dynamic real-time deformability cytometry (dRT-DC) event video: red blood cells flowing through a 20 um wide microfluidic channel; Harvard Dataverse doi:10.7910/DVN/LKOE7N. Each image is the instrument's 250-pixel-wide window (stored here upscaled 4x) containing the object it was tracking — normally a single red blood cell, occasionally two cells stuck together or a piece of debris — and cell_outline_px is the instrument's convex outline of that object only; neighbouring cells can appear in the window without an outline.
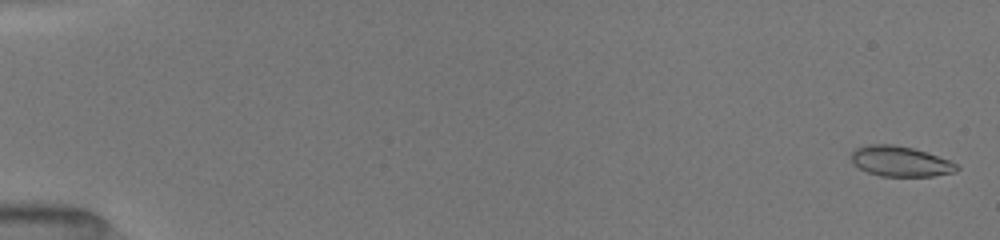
{"species": "common noctule bat (a hibernating species)", "species_latin": "Nyctalus noctula", "temperature_condition": "room temperature", "stored_images_in_passage": 34, "camera_frame_rate_fps": 3000, "um_per_image_px": 0.085, "animal": {"sex": "female", "body_mass_g": 19.5, "forearm_length_mm": 54.1}, "frame": {"image": 1, "passage_image": 1, "time_ms": 0.0, "image_size_px": [1000, 240], "cell_outline_px": [[960, 168], [956, 172], [932, 176], [880, 176], [868, 172], [852, 164], [852, 152], [856, 148], [868, 144], [892, 144], [912, 148], [948, 160], [956, 164]], "centroid_in_image_um": [76.5, 13.72], "position_along_channel_um": 8.5, "area_um2": 18.44}}
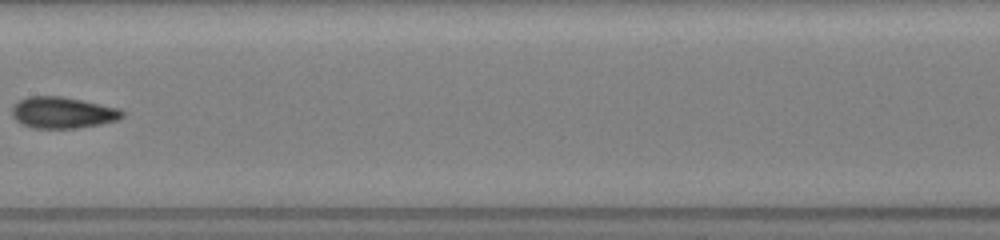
{"frame": {"image": 2, "passage_image": 20, "time_ms": 9.0, "image_size_px": [1000, 240], "cell_outline_px": [[124, 116], [116, 120], [100, 124], [76, 128], [32, 128], [16, 120], [12, 116], [12, 108], [20, 100], [28, 96], [60, 96], [120, 108], [124, 112]], "centroid_in_image_um": [5.33, 9.57], "position_along_channel_um": 202.1, "area_um2": 19.94}}
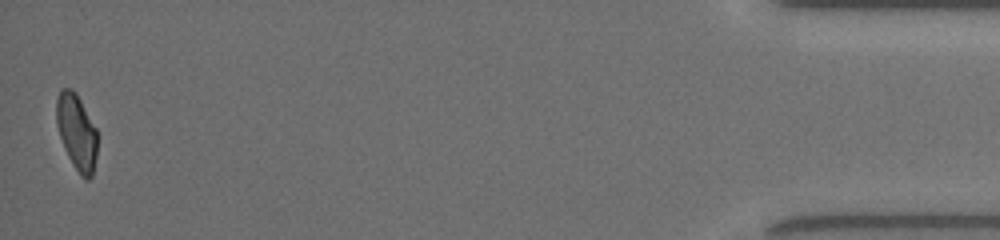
{"frame": {"image": 3, "passage_image": 34, "time_ms": 16.667, "image_size_px": [1000, 240], "cell_outline_px": [[96, 156], [92, 176], [88, 180], [84, 180], [80, 176], [72, 164], [64, 148], [56, 124], [56, 100], [60, 88], [72, 88], [76, 92], [96, 128]], "centroid_in_image_um": [6.5, 11.22], "position_along_channel_um": 428.7, "area_um2": 18.15}, "authors_computed_cell_mechanics": {"area_um2": 18.9006, "velocity_mm_per_s": 4.0324, "shape_relaxation_time_tau1_ms": 7.2777, "shape_relaxation_time_tau2_ms": 1.8246, "deformation_change_tau1": 0.1761, "deformation_change_tau2": 0.0834}}